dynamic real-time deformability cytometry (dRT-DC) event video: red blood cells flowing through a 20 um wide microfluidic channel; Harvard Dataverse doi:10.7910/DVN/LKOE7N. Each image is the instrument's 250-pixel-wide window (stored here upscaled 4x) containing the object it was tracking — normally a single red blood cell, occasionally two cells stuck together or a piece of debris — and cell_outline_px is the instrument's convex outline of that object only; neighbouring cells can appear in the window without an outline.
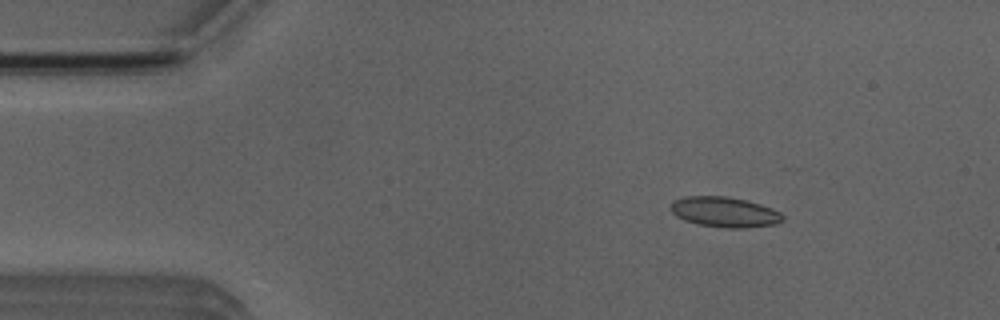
{"species": "Egyptian fruit bat (a non-hibernating species)", "species_latin": "Rousettus aegyptiacus", "temperature_condition": "room temperature", "stored_images_in_passage": 4, "camera_frame_rate_fps": 3000, "um_per_image_px": 0.085, "animal": {"sex": "male"}, "frame": {"image": 1, "passage_image": 2, "time_ms": 1.0, "image_size_px": [1000, 320], "cell_outline_px": [[784, 220], [776, 224], [748, 228], [724, 228], [696, 224], [684, 220], [676, 216], [668, 208], [672, 200], [684, 196], [724, 196], [744, 200], [760, 204], [772, 208], [780, 212], [784, 216]], "centroid_in_image_um": [61.56, 18.03], "position_along_channel_um": 23.4, "area_um2": 20.06}}